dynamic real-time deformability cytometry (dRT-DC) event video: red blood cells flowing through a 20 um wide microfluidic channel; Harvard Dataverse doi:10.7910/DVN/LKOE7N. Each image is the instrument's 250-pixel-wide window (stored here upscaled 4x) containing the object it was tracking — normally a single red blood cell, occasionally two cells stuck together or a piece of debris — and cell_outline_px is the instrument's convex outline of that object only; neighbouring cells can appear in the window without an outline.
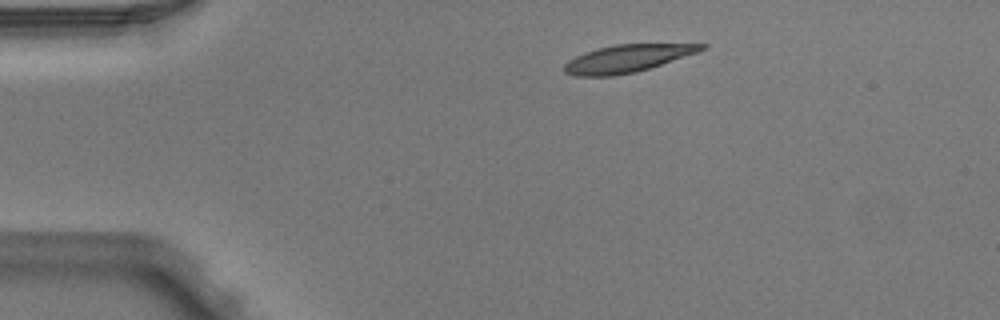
{"species": "Egyptian fruit bat (a non-hibernating species)", "species_latin": "Rousettus aegyptiacus", "temperature_condition": "warm", "stored_images_in_passage": 3, "camera_frame_rate_fps": 3000, "um_per_image_px": 0.085, "animal": {"sex": "male"}, "frame": {"image": 1, "passage_image": 1, "time_ms": 0.0, "image_size_px": [1000, 320], "cell_outline_px": [[708, 48], [636, 72], [612, 76], [576, 76], [564, 72], [564, 64], [568, 60], [584, 52], [616, 44], [708, 44]], "centroid_in_image_um": [53.27, 4.97], "position_along_channel_um": 31.7, "area_um2": 21.62}}
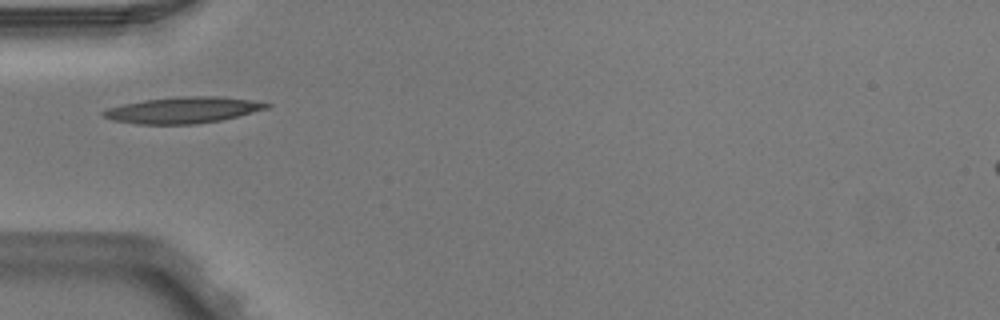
{"frame": {"image": 2, "passage_image": 3, "time_ms": 0.667, "image_size_px": [1000, 320], "cell_outline_px": [[272, 104], [268, 108], [220, 120], [196, 124], [136, 124], [112, 120], [100, 116], [100, 112], [108, 108], [124, 104], [144, 100], [180, 96], [216, 96], [248, 100]], "centroid_in_image_um": [15.47, 9.36], "position_along_channel_um": 69.5, "area_um2": 24.74}}